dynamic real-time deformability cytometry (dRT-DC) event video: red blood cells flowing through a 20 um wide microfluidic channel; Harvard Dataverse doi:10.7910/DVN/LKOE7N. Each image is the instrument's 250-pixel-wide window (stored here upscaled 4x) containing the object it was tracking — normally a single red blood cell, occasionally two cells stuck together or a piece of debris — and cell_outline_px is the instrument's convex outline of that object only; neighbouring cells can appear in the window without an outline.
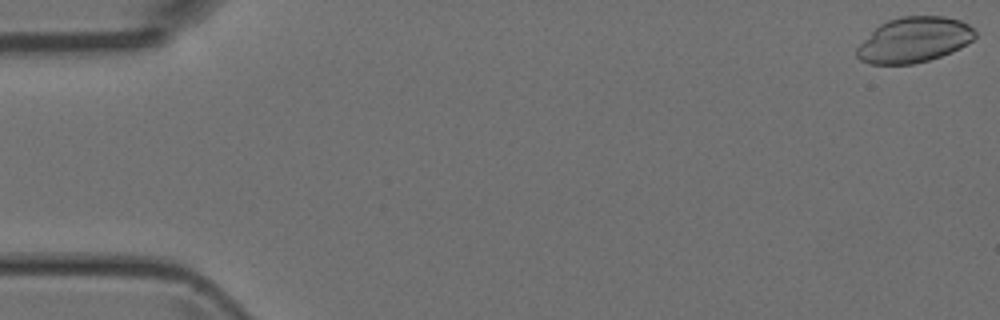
{"species": "Egyptian fruit bat (a non-hibernating species)", "species_latin": "Rousettus aegyptiacus", "temperature_condition": "room temperature", "stored_images_in_passage": 51, "camera_frame_rate_fps": 3000, "um_per_image_px": 0.085, "animal": {"sex": "female"}, "frame": {"image": 1, "passage_image": 1, "time_ms": 0.0, "image_size_px": [1000, 320], "cell_outline_px": [[976, 36], [972, 40], [960, 48], [952, 52], [928, 60], [912, 64], [868, 64], [860, 60], [856, 56], [856, 48], [880, 24], [888, 20], [900, 16], [944, 16], [960, 20], [968, 24], [976, 32]], "centroid_in_image_um": [77.7, 3.39], "position_along_channel_um": 7.3, "area_um2": 31.15}}
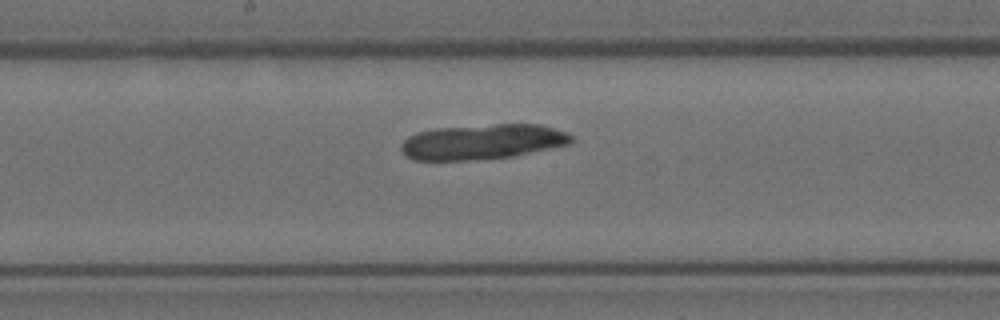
{"frame": {"image": 2, "passage_image": 27, "time_ms": 8.667, "image_size_px": [1000, 320], "cell_outline_px": [[572, 144], [512, 156], [464, 160], [412, 160], [400, 148], [400, 144], [408, 136], [416, 132], [436, 128], [496, 124], [540, 124], [568, 132], [572, 136]], "centroid_in_image_um": [41.02, 12.04], "position_along_channel_um": 207.2, "area_um2": 34.85}}
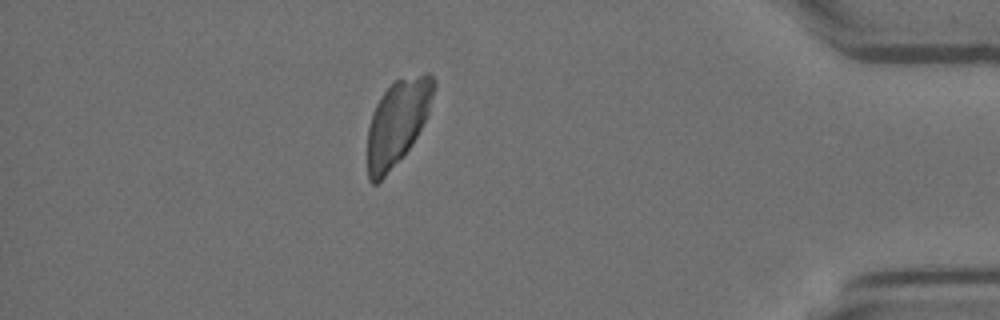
{"frame": {"image": 3, "passage_image": 45, "time_ms": 14.667, "image_size_px": [1000, 320], "cell_outline_px": [[436, 88], [428, 112], [412, 144], [404, 156], [376, 184], [372, 184], [368, 180], [368, 128], [372, 112], [380, 96], [396, 80], [424, 72], [428, 72], [436, 80]], "centroid_in_image_um": [33.79, 10.38], "position_along_channel_um": 401.4, "area_um2": 32.71}}